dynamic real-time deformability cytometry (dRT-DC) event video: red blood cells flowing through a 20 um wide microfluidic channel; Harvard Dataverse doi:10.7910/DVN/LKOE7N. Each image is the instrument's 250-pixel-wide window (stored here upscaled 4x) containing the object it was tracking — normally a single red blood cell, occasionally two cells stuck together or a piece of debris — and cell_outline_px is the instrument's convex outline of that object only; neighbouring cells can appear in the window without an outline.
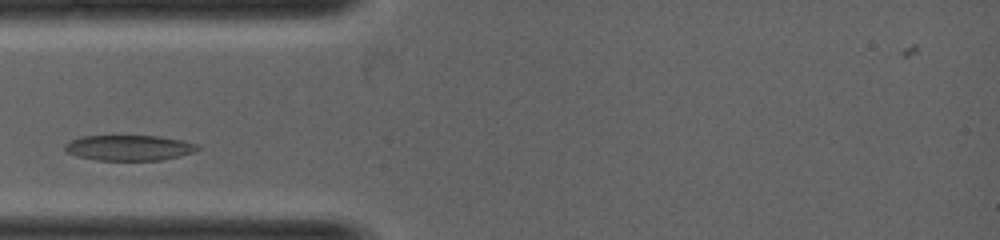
{"species": "common noctule bat (a hibernating species)", "species_latin": "Nyctalus noctula", "temperature_condition": "warm", "stored_images_in_passage": 25, "camera_frame_rate_fps": 5000, "um_per_image_px": 0.085, "animal": {"sex": "female", "body_mass_g": 19.0, "forearm_length_mm": 53.3}, "frame": {"image": 1, "passage_image": 5, "time_ms": 0.8, "image_size_px": [1000, 240], "cell_outline_px": [[200, 148], [192, 152], [180, 156], [160, 160], [96, 160], [76, 156], [68, 152], [64, 148], [64, 144], [80, 136], [160, 136], [184, 140], [196, 144]], "centroid_in_image_um": [10.96, 12.56], "position_along_channel_um": 74.0, "area_um2": 19.65}}
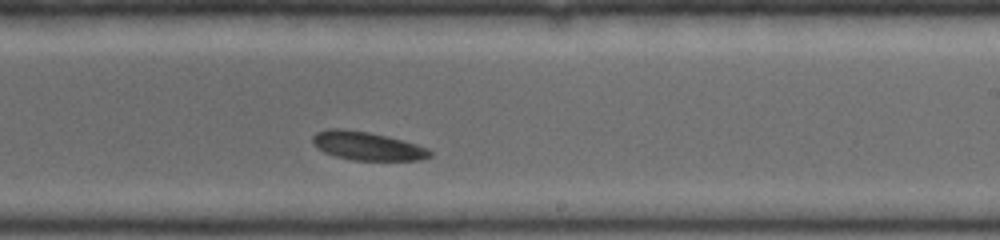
{"frame": {"image": 2, "passage_image": 16, "time_ms": 3.0, "image_size_px": [1000, 240], "cell_outline_px": [[432, 156], [420, 160], [352, 160], [336, 156], [324, 152], [316, 148], [312, 144], [312, 136], [316, 132], [328, 128], [344, 128], [368, 132], [416, 144], [428, 148], [432, 152]], "centroid_in_image_um": [31.16, 12.4], "position_along_channel_um": 257.8, "area_um2": 19.48}}
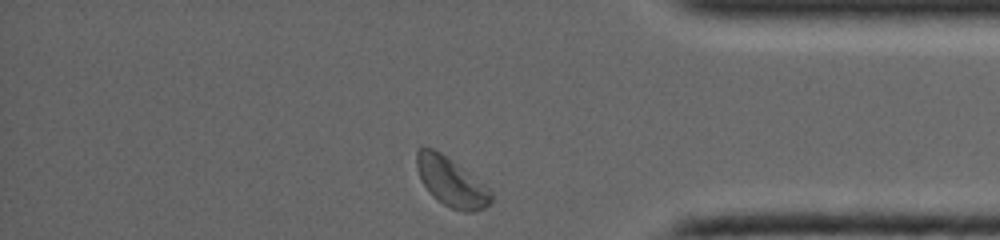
{"frame": {"image": 3, "passage_image": 25, "time_ms": 4.8, "image_size_px": [1000, 240], "cell_outline_px": [[492, 200], [484, 208], [468, 212], [464, 212], [452, 208], [436, 200], [428, 192], [416, 168], [416, 152], [420, 148], [432, 148], [440, 152], [464, 168], [484, 184], [492, 192]], "centroid_in_image_um": [38.34, 15.47], "position_along_channel_um": 396.9, "area_um2": 21.04}}